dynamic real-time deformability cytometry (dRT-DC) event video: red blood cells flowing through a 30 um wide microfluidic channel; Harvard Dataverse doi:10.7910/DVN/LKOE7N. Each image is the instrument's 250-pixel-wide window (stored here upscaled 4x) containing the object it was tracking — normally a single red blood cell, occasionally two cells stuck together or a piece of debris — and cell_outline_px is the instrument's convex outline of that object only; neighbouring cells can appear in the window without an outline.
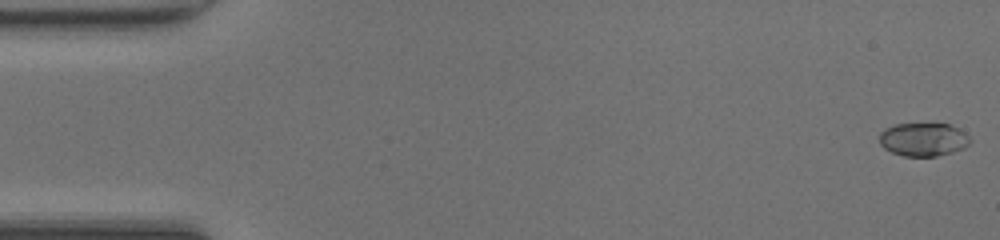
{"species": "common noctule bat (a hibernating species)", "species_latin": "Nyctalus noctula", "temperature_condition": "room temperature", "stored_images_in_passage": 48, "camera_frame_rate_fps": 3000, "um_per_image_px": 0.085, "animal": {"sex": "female", "body_mass_g": 20.0, "forearm_length_mm": 54.0}, "frame": {"image": 1, "passage_image": 1, "time_ms": 0.0, "image_size_px": [1000, 240], "cell_outline_px": [[972, 140], [964, 148], [952, 152], [936, 156], [904, 156], [892, 152], [884, 148], [880, 144], [880, 132], [884, 128], [896, 124], [948, 124], [964, 132]], "centroid_in_image_um": [78.47, 11.85], "position_along_channel_um": 6.5, "area_um2": 17.51}}
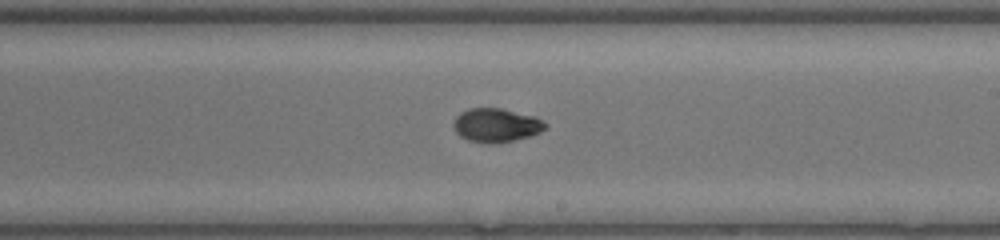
{"frame": {"image": 2, "passage_image": 28, "time_ms": 9.0, "image_size_px": [1000, 240], "cell_outline_px": [[548, 128], [540, 132], [528, 136], [512, 140], [492, 144], [488, 144], [468, 140], [460, 136], [456, 132], [452, 124], [456, 116], [460, 112], [468, 108], [500, 108], [536, 116], [548, 124]], "centroid_in_image_um": [42.17, 10.63], "position_along_channel_um": 246.8, "area_um2": 18.21}}
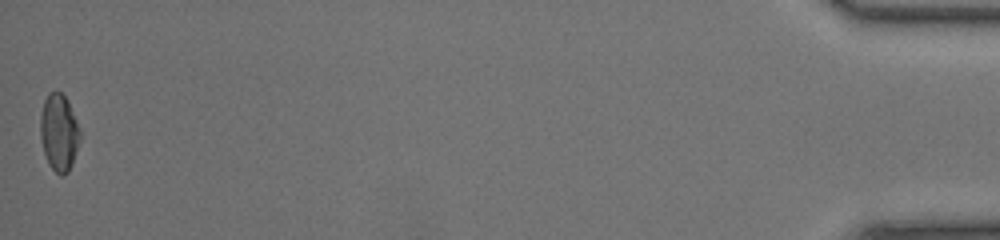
{"frame": {"image": 3, "passage_image": 48, "time_ms": 15.667, "image_size_px": [1000, 240], "cell_outline_px": [[80, 140], [68, 172], [60, 176], [48, 164], [44, 152], [40, 136], [40, 116], [44, 100], [48, 92], [60, 92], [68, 100], [80, 128]], "centroid_in_image_um": [5.01, 11.24], "position_along_channel_um": 430.2, "area_um2": 17.74}, "authors_computed_cell_mechanics": {"area_um2": 17.7735, "velocity_mm_per_s": 4.3118, "shape_relaxation_time_tau1_ms": 7.1504, "shape_relaxation_time_tau2_ms": 3.099, "deformation_change_tau1": 0.2321, "deformation_change_tau2": 0.0617}}